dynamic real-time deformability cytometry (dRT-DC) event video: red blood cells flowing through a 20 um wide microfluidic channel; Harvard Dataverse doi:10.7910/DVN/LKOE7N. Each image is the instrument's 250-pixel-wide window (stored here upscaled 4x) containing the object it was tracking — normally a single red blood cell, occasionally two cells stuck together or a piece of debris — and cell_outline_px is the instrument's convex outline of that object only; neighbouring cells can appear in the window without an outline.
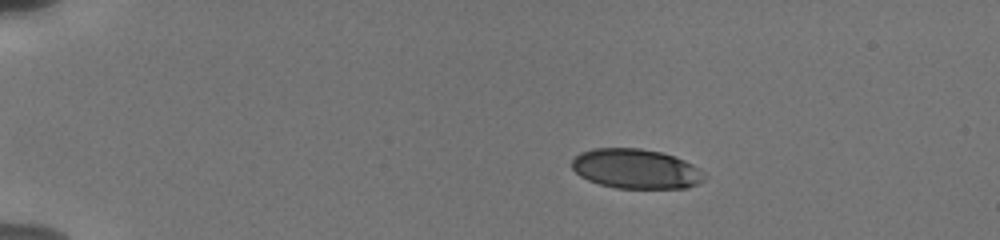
{"species": "human", "species_latin": "Homo sapiens", "temperature_condition": "cold", "stored_images_in_passage": 5, "camera_frame_rate_fps": 3000, "um_per_image_px": 0.085, "donor": {"sex": "male"}, "frame": {"image": 1, "passage_image": 1, "time_ms": 0.0, "image_size_px": [1000, 240], "cell_outline_px": [[708, 176], [704, 180], [688, 188], [616, 188], [600, 184], [588, 180], [580, 176], [572, 168], [572, 160], [580, 152], [592, 148], [640, 148], [660, 152], [684, 160], [700, 168]], "centroid_in_image_um": [54.07, 14.35], "position_along_channel_um": 30.9, "area_um2": 30.75}}
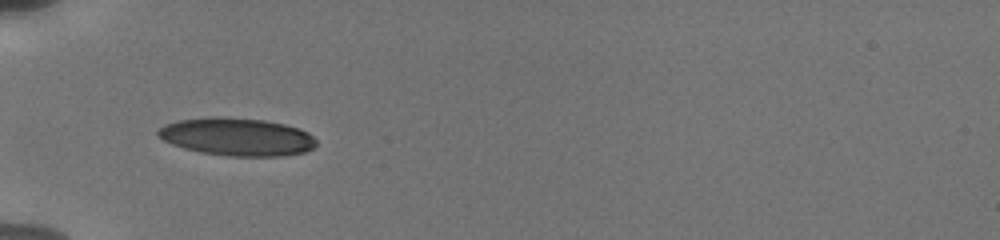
{"frame": {"image": 2, "passage_image": 4, "time_ms": 3.0, "image_size_px": [1000, 240], "cell_outline_px": [[316, 144], [312, 148], [304, 152], [280, 156], [228, 156], [200, 152], [184, 148], [172, 144], [156, 136], [156, 132], [164, 124], [180, 120], [208, 116], [224, 116], [264, 120], [284, 124], [300, 128], [308, 132], [316, 140]], "centroid_in_image_um": [20.12, 11.61], "position_along_channel_um": 64.9, "area_um2": 35.08}}